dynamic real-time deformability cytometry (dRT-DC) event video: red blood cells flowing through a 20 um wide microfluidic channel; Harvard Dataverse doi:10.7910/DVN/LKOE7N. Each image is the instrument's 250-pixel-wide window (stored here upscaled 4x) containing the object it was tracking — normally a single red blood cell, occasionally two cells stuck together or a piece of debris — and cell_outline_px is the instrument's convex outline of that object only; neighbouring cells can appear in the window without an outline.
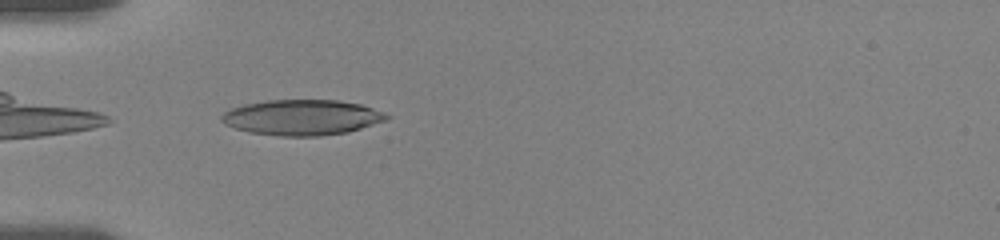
{"species": "human", "species_latin": "Homo sapiens", "temperature_condition": "room temperature", "stored_images_in_passage": 39, "camera_frame_rate_fps": 3000, "um_per_image_px": 0.085, "donor": {"sex": "female"}, "frame": {"image": 1, "passage_image": 1, "time_ms": 0.0, "image_size_px": [1000, 240], "cell_outline_px": [[392, 116], [388, 120], [348, 132], [320, 136], [280, 136], [248, 132], [224, 124], [220, 120], [220, 116], [224, 112], [232, 108], [244, 104], [268, 100], [340, 100], [360, 104], [384, 112]], "centroid_in_image_um": [25.68, 9.98], "position_along_channel_um": 59.3, "area_um2": 34.33}}
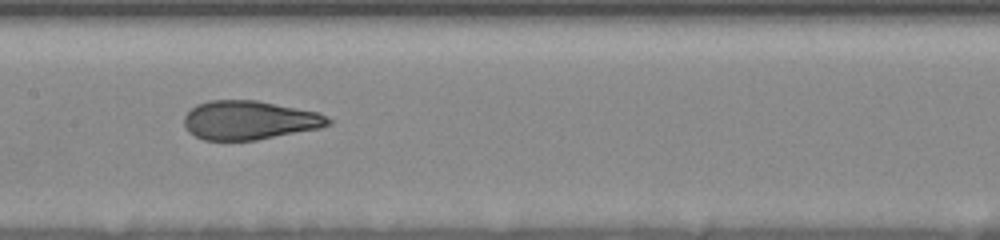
{"frame": {"image": 2, "passage_image": 12, "time_ms": 3.667, "image_size_px": [1000, 240], "cell_outline_px": [[332, 124], [320, 128], [256, 140], [204, 140], [188, 132], [184, 124], [184, 116], [196, 104], [208, 100], [256, 100], [320, 112], [332, 120]], "centroid_in_image_um": [21.21, 10.21], "position_along_channel_um": 186.2, "area_um2": 32.77}}
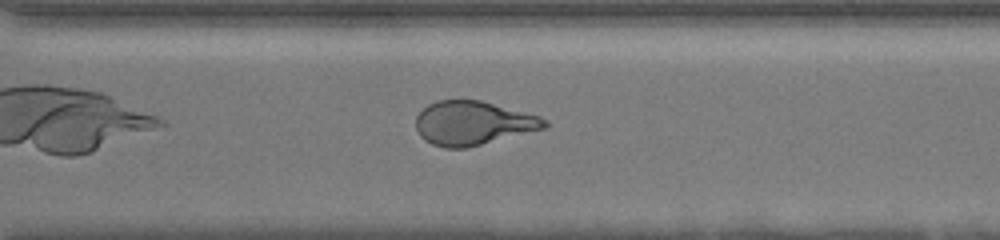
{"frame": {"image": 3, "passage_image": 24, "time_ms": 7.667, "image_size_px": [1000, 240], "cell_outline_px": [[548, 128], [468, 148], [444, 148], [432, 144], [424, 140], [420, 136], [416, 128], [416, 116], [428, 104], [436, 100], [480, 100], [540, 116], [548, 120]], "centroid_in_image_um": [40.23, 10.48], "position_along_channel_um": 330.4, "area_um2": 33.23}, "authors_computed_cell_mechanics": {"area_um2": 33.7552, "velocity_mm_per_s": 3.6264, "shape_relaxation_time_tau1_ms": 8.4088, "shape_relaxation_time_tau2_ms": 0.9961, "deformation_change_tau1": 0.2429, "deformation_change_tau2": 0.08}}